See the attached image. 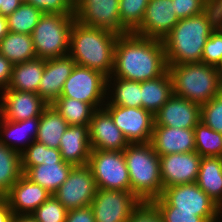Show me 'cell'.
<instances>
[{
  "label": "cell",
  "instance_id": "cell-35",
  "mask_svg": "<svg viewBox=\"0 0 222 222\" xmlns=\"http://www.w3.org/2000/svg\"><path fill=\"white\" fill-rule=\"evenodd\" d=\"M150 0H119V14L122 27L133 33L143 20Z\"/></svg>",
  "mask_w": 222,
  "mask_h": 222
},
{
  "label": "cell",
  "instance_id": "cell-33",
  "mask_svg": "<svg viewBox=\"0 0 222 222\" xmlns=\"http://www.w3.org/2000/svg\"><path fill=\"white\" fill-rule=\"evenodd\" d=\"M116 80L112 101L105 105L141 108V82L113 78Z\"/></svg>",
  "mask_w": 222,
  "mask_h": 222
},
{
  "label": "cell",
  "instance_id": "cell-5",
  "mask_svg": "<svg viewBox=\"0 0 222 222\" xmlns=\"http://www.w3.org/2000/svg\"><path fill=\"white\" fill-rule=\"evenodd\" d=\"M173 94L200 106L222 91V80L215 66L202 62L168 64Z\"/></svg>",
  "mask_w": 222,
  "mask_h": 222
},
{
  "label": "cell",
  "instance_id": "cell-12",
  "mask_svg": "<svg viewBox=\"0 0 222 222\" xmlns=\"http://www.w3.org/2000/svg\"><path fill=\"white\" fill-rule=\"evenodd\" d=\"M115 125L129 144L149 143L154 130V115L144 108L106 105Z\"/></svg>",
  "mask_w": 222,
  "mask_h": 222
},
{
  "label": "cell",
  "instance_id": "cell-40",
  "mask_svg": "<svg viewBox=\"0 0 222 222\" xmlns=\"http://www.w3.org/2000/svg\"><path fill=\"white\" fill-rule=\"evenodd\" d=\"M179 20L200 15L212 6V0H173Z\"/></svg>",
  "mask_w": 222,
  "mask_h": 222
},
{
  "label": "cell",
  "instance_id": "cell-4",
  "mask_svg": "<svg viewBox=\"0 0 222 222\" xmlns=\"http://www.w3.org/2000/svg\"><path fill=\"white\" fill-rule=\"evenodd\" d=\"M131 192L140 202H152L163 191L159 155L151 143L129 144L124 150Z\"/></svg>",
  "mask_w": 222,
  "mask_h": 222
},
{
  "label": "cell",
  "instance_id": "cell-13",
  "mask_svg": "<svg viewBox=\"0 0 222 222\" xmlns=\"http://www.w3.org/2000/svg\"><path fill=\"white\" fill-rule=\"evenodd\" d=\"M139 203L131 191L98 189L90 207L95 222H127Z\"/></svg>",
  "mask_w": 222,
  "mask_h": 222
},
{
  "label": "cell",
  "instance_id": "cell-43",
  "mask_svg": "<svg viewBox=\"0 0 222 222\" xmlns=\"http://www.w3.org/2000/svg\"><path fill=\"white\" fill-rule=\"evenodd\" d=\"M164 222H206L197 212L175 211L173 206H156Z\"/></svg>",
  "mask_w": 222,
  "mask_h": 222
},
{
  "label": "cell",
  "instance_id": "cell-52",
  "mask_svg": "<svg viewBox=\"0 0 222 222\" xmlns=\"http://www.w3.org/2000/svg\"><path fill=\"white\" fill-rule=\"evenodd\" d=\"M219 24L222 26V16L219 18Z\"/></svg>",
  "mask_w": 222,
  "mask_h": 222
},
{
  "label": "cell",
  "instance_id": "cell-3",
  "mask_svg": "<svg viewBox=\"0 0 222 222\" xmlns=\"http://www.w3.org/2000/svg\"><path fill=\"white\" fill-rule=\"evenodd\" d=\"M118 36L113 31L89 27L75 20L70 35L69 55L76 65L104 74L108 85L113 77L114 48Z\"/></svg>",
  "mask_w": 222,
  "mask_h": 222
},
{
  "label": "cell",
  "instance_id": "cell-41",
  "mask_svg": "<svg viewBox=\"0 0 222 222\" xmlns=\"http://www.w3.org/2000/svg\"><path fill=\"white\" fill-rule=\"evenodd\" d=\"M43 13L74 14V0H23Z\"/></svg>",
  "mask_w": 222,
  "mask_h": 222
},
{
  "label": "cell",
  "instance_id": "cell-14",
  "mask_svg": "<svg viewBox=\"0 0 222 222\" xmlns=\"http://www.w3.org/2000/svg\"><path fill=\"white\" fill-rule=\"evenodd\" d=\"M201 158L196 151L159 156L163 189L196 182Z\"/></svg>",
  "mask_w": 222,
  "mask_h": 222
},
{
  "label": "cell",
  "instance_id": "cell-11",
  "mask_svg": "<svg viewBox=\"0 0 222 222\" xmlns=\"http://www.w3.org/2000/svg\"><path fill=\"white\" fill-rule=\"evenodd\" d=\"M97 185L88 165L74 166L67 179L53 194L67 209L91 205Z\"/></svg>",
  "mask_w": 222,
  "mask_h": 222
},
{
  "label": "cell",
  "instance_id": "cell-36",
  "mask_svg": "<svg viewBox=\"0 0 222 222\" xmlns=\"http://www.w3.org/2000/svg\"><path fill=\"white\" fill-rule=\"evenodd\" d=\"M0 118L2 119L0 128H3V135L5 133V135L9 137V140L11 139L15 141L17 140V142H22V140H26V138L29 139L32 134L31 142L35 141L39 128L40 117H33L18 122L5 120L1 116ZM28 132L30 133V137H27L29 134Z\"/></svg>",
  "mask_w": 222,
  "mask_h": 222
},
{
  "label": "cell",
  "instance_id": "cell-28",
  "mask_svg": "<svg viewBox=\"0 0 222 222\" xmlns=\"http://www.w3.org/2000/svg\"><path fill=\"white\" fill-rule=\"evenodd\" d=\"M69 124L52 106L48 105L40 116L39 128L35 141L47 147L59 149L60 140Z\"/></svg>",
  "mask_w": 222,
  "mask_h": 222
},
{
  "label": "cell",
  "instance_id": "cell-9",
  "mask_svg": "<svg viewBox=\"0 0 222 222\" xmlns=\"http://www.w3.org/2000/svg\"><path fill=\"white\" fill-rule=\"evenodd\" d=\"M109 86L110 84L107 86V77L104 74L75 65L71 75L64 83L60 97L83 101L96 110L100 109V104L104 100Z\"/></svg>",
  "mask_w": 222,
  "mask_h": 222
},
{
  "label": "cell",
  "instance_id": "cell-26",
  "mask_svg": "<svg viewBox=\"0 0 222 222\" xmlns=\"http://www.w3.org/2000/svg\"><path fill=\"white\" fill-rule=\"evenodd\" d=\"M173 95L172 78L167 71L164 75L141 82L142 108L155 115Z\"/></svg>",
  "mask_w": 222,
  "mask_h": 222
},
{
  "label": "cell",
  "instance_id": "cell-24",
  "mask_svg": "<svg viewBox=\"0 0 222 222\" xmlns=\"http://www.w3.org/2000/svg\"><path fill=\"white\" fill-rule=\"evenodd\" d=\"M73 167L66 162H49L31 166L23 174L53 195L67 179Z\"/></svg>",
  "mask_w": 222,
  "mask_h": 222
},
{
  "label": "cell",
  "instance_id": "cell-48",
  "mask_svg": "<svg viewBox=\"0 0 222 222\" xmlns=\"http://www.w3.org/2000/svg\"><path fill=\"white\" fill-rule=\"evenodd\" d=\"M12 222H37L32 214H14Z\"/></svg>",
  "mask_w": 222,
  "mask_h": 222
},
{
  "label": "cell",
  "instance_id": "cell-17",
  "mask_svg": "<svg viewBox=\"0 0 222 222\" xmlns=\"http://www.w3.org/2000/svg\"><path fill=\"white\" fill-rule=\"evenodd\" d=\"M0 103V116L9 121H22L40 117L49 105L37 93L4 89Z\"/></svg>",
  "mask_w": 222,
  "mask_h": 222
},
{
  "label": "cell",
  "instance_id": "cell-30",
  "mask_svg": "<svg viewBox=\"0 0 222 222\" xmlns=\"http://www.w3.org/2000/svg\"><path fill=\"white\" fill-rule=\"evenodd\" d=\"M69 125H89L95 109L88 103L59 97L51 104Z\"/></svg>",
  "mask_w": 222,
  "mask_h": 222
},
{
  "label": "cell",
  "instance_id": "cell-46",
  "mask_svg": "<svg viewBox=\"0 0 222 222\" xmlns=\"http://www.w3.org/2000/svg\"><path fill=\"white\" fill-rule=\"evenodd\" d=\"M14 213L5 197H0V222H12Z\"/></svg>",
  "mask_w": 222,
  "mask_h": 222
},
{
  "label": "cell",
  "instance_id": "cell-2",
  "mask_svg": "<svg viewBox=\"0 0 222 222\" xmlns=\"http://www.w3.org/2000/svg\"><path fill=\"white\" fill-rule=\"evenodd\" d=\"M219 25V16L211 6L204 13L179 20L162 39L167 64L201 62L203 49Z\"/></svg>",
  "mask_w": 222,
  "mask_h": 222
},
{
  "label": "cell",
  "instance_id": "cell-22",
  "mask_svg": "<svg viewBox=\"0 0 222 222\" xmlns=\"http://www.w3.org/2000/svg\"><path fill=\"white\" fill-rule=\"evenodd\" d=\"M62 160L73 166L87 165L91 153L88 125H69L59 147Z\"/></svg>",
  "mask_w": 222,
  "mask_h": 222
},
{
  "label": "cell",
  "instance_id": "cell-37",
  "mask_svg": "<svg viewBox=\"0 0 222 222\" xmlns=\"http://www.w3.org/2000/svg\"><path fill=\"white\" fill-rule=\"evenodd\" d=\"M68 210L62 203L51 195L33 213L37 222H65Z\"/></svg>",
  "mask_w": 222,
  "mask_h": 222
},
{
  "label": "cell",
  "instance_id": "cell-8",
  "mask_svg": "<svg viewBox=\"0 0 222 222\" xmlns=\"http://www.w3.org/2000/svg\"><path fill=\"white\" fill-rule=\"evenodd\" d=\"M87 165L91 169L98 189L131 191L123 151L91 150Z\"/></svg>",
  "mask_w": 222,
  "mask_h": 222
},
{
  "label": "cell",
  "instance_id": "cell-50",
  "mask_svg": "<svg viewBox=\"0 0 222 222\" xmlns=\"http://www.w3.org/2000/svg\"><path fill=\"white\" fill-rule=\"evenodd\" d=\"M212 7L220 18L222 16V0H212Z\"/></svg>",
  "mask_w": 222,
  "mask_h": 222
},
{
  "label": "cell",
  "instance_id": "cell-47",
  "mask_svg": "<svg viewBox=\"0 0 222 222\" xmlns=\"http://www.w3.org/2000/svg\"><path fill=\"white\" fill-rule=\"evenodd\" d=\"M23 0H1L0 14L8 16L12 14L21 4Z\"/></svg>",
  "mask_w": 222,
  "mask_h": 222
},
{
  "label": "cell",
  "instance_id": "cell-51",
  "mask_svg": "<svg viewBox=\"0 0 222 222\" xmlns=\"http://www.w3.org/2000/svg\"><path fill=\"white\" fill-rule=\"evenodd\" d=\"M215 68H216L217 72L219 73V76L222 80V58H221L220 62L218 63V65Z\"/></svg>",
  "mask_w": 222,
  "mask_h": 222
},
{
  "label": "cell",
  "instance_id": "cell-19",
  "mask_svg": "<svg viewBox=\"0 0 222 222\" xmlns=\"http://www.w3.org/2000/svg\"><path fill=\"white\" fill-rule=\"evenodd\" d=\"M76 62L68 54L45 59V69L40 80L38 95L49 105L61 96L65 81L71 75Z\"/></svg>",
  "mask_w": 222,
  "mask_h": 222
},
{
  "label": "cell",
  "instance_id": "cell-20",
  "mask_svg": "<svg viewBox=\"0 0 222 222\" xmlns=\"http://www.w3.org/2000/svg\"><path fill=\"white\" fill-rule=\"evenodd\" d=\"M150 143L159 156L194 152V129L154 125Z\"/></svg>",
  "mask_w": 222,
  "mask_h": 222
},
{
  "label": "cell",
  "instance_id": "cell-39",
  "mask_svg": "<svg viewBox=\"0 0 222 222\" xmlns=\"http://www.w3.org/2000/svg\"><path fill=\"white\" fill-rule=\"evenodd\" d=\"M222 58V26L219 24L205 43L201 62L217 66Z\"/></svg>",
  "mask_w": 222,
  "mask_h": 222
},
{
  "label": "cell",
  "instance_id": "cell-21",
  "mask_svg": "<svg viewBox=\"0 0 222 222\" xmlns=\"http://www.w3.org/2000/svg\"><path fill=\"white\" fill-rule=\"evenodd\" d=\"M51 195L23 174L4 197L14 214H32Z\"/></svg>",
  "mask_w": 222,
  "mask_h": 222
},
{
  "label": "cell",
  "instance_id": "cell-16",
  "mask_svg": "<svg viewBox=\"0 0 222 222\" xmlns=\"http://www.w3.org/2000/svg\"><path fill=\"white\" fill-rule=\"evenodd\" d=\"M88 132L92 150L123 151L129 145L110 113L102 106L94 111Z\"/></svg>",
  "mask_w": 222,
  "mask_h": 222
},
{
  "label": "cell",
  "instance_id": "cell-7",
  "mask_svg": "<svg viewBox=\"0 0 222 222\" xmlns=\"http://www.w3.org/2000/svg\"><path fill=\"white\" fill-rule=\"evenodd\" d=\"M155 206H173L175 211L197 212L206 222H217L222 208L197 184L187 183L164 188Z\"/></svg>",
  "mask_w": 222,
  "mask_h": 222
},
{
  "label": "cell",
  "instance_id": "cell-29",
  "mask_svg": "<svg viewBox=\"0 0 222 222\" xmlns=\"http://www.w3.org/2000/svg\"><path fill=\"white\" fill-rule=\"evenodd\" d=\"M0 54L13 65L37 57L31 35L10 31L0 41Z\"/></svg>",
  "mask_w": 222,
  "mask_h": 222
},
{
  "label": "cell",
  "instance_id": "cell-49",
  "mask_svg": "<svg viewBox=\"0 0 222 222\" xmlns=\"http://www.w3.org/2000/svg\"><path fill=\"white\" fill-rule=\"evenodd\" d=\"M8 32L7 17L0 14V41Z\"/></svg>",
  "mask_w": 222,
  "mask_h": 222
},
{
  "label": "cell",
  "instance_id": "cell-23",
  "mask_svg": "<svg viewBox=\"0 0 222 222\" xmlns=\"http://www.w3.org/2000/svg\"><path fill=\"white\" fill-rule=\"evenodd\" d=\"M0 135V196L4 197L13 184L23 175L21 153L26 149L18 148L14 143ZM12 144V145H11Z\"/></svg>",
  "mask_w": 222,
  "mask_h": 222
},
{
  "label": "cell",
  "instance_id": "cell-44",
  "mask_svg": "<svg viewBox=\"0 0 222 222\" xmlns=\"http://www.w3.org/2000/svg\"><path fill=\"white\" fill-rule=\"evenodd\" d=\"M65 222H95V218L89 205L68 210Z\"/></svg>",
  "mask_w": 222,
  "mask_h": 222
},
{
  "label": "cell",
  "instance_id": "cell-45",
  "mask_svg": "<svg viewBox=\"0 0 222 222\" xmlns=\"http://www.w3.org/2000/svg\"><path fill=\"white\" fill-rule=\"evenodd\" d=\"M13 64L0 54V88L6 89L11 79Z\"/></svg>",
  "mask_w": 222,
  "mask_h": 222
},
{
  "label": "cell",
  "instance_id": "cell-32",
  "mask_svg": "<svg viewBox=\"0 0 222 222\" xmlns=\"http://www.w3.org/2000/svg\"><path fill=\"white\" fill-rule=\"evenodd\" d=\"M195 151L201 157H222V133L214 131L202 121L194 127Z\"/></svg>",
  "mask_w": 222,
  "mask_h": 222
},
{
  "label": "cell",
  "instance_id": "cell-38",
  "mask_svg": "<svg viewBox=\"0 0 222 222\" xmlns=\"http://www.w3.org/2000/svg\"><path fill=\"white\" fill-rule=\"evenodd\" d=\"M200 121L214 131L222 133V91L201 106Z\"/></svg>",
  "mask_w": 222,
  "mask_h": 222
},
{
  "label": "cell",
  "instance_id": "cell-34",
  "mask_svg": "<svg viewBox=\"0 0 222 222\" xmlns=\"http://www.w3.org/2000/svg\"><path fill=\"white\" fill-rule=\"evenodd\" d=\"M49 162H65L59 149L47 147L45 144L33 141L21 153V168L24 173L31 166H38Z\"/></svg>",
  "mask_w": 222,
  "mask_h": 222
},
{
  "label": "cell",
  "instance_id": "cell-25",
  "mask_svg": "<svg viewBox=\"0 0 222 222\" xmlns=\"http://www.w3.org/2000/svg\"><path fill=\"white\" fill-rule=\"evenodd\" d=\"M45 69V59L34 58L14 64L11 79L6 89L38 93L40 80Z\"/></svg>",
  "mask_w": 222,
  "mask_h": 222
},
{
  "label": "cell",
  "instance_id": "cell-18",
  "mask_svg": "<svg viewBox=\"0 0 222 222\" xmlns=\"http://www.w3.org/2000/svg\"><path fill=\"white\" fill-rule=\"evenodd\" d=\"M200 115V105L173 94L154 115V125L194 129L200 122Z\"/></svg>",
  "mask_w": 222,
  "mask_h": 222
},
{
  "label": "cell",
  "instance_id": "cell-10",
  "mask_svg": "<svg viewBox=\"0 0 222 222\" xmlns=\"http://www.w3.org/2000/svg\"><path fill=\"white\" fill-rule=\"evenodd\" d=\"M74 16L80 24L128 34L121 25L119 0H74Z\"/></svg>",
  "mask_w": 222,
  "mask_h": 222
},
{
  "label": "cell",
  "instance_id": "cell-6",
  "mask_svg": "<svg viewBox=\"0 0 222 222\" xmlns=\"http://www.w3.org/2000/svg\"><path fill=\"white\" fill-rule=\"evenodd\" d=\"M75 20L74 14L44 13L31 34L37 58L68 55Z\"/></svg>",
  "mask_w": 222,
  "mask_h": 222
},
{
  "label": "cell",
  "instance_id": "cell-27",
  "mask_svg": "<svg viewBox=\"0 0 222 222\" xmlns=\"http://www.w3.org/2000/svg\"><path fill=\"white\" fill-rule=\"evenodd\" d=\"M196 184L222 208V157H202Z\"/></svg>",
  "mask_w": 222,
  "mask_h": 222
},
{
  "label": "cell",
  "instance_id": "cell-15",
  "mask_svg": "<svg viewBox=\"0 0 222 222\" xmlns=\"http://www.w3.org/2000/svg\"><path fill=\"white\" fill-rule=\"evenodd\" d=\"M178 22L173 0H150L141 25L133 33L162 40Z\"/></svg>",
  "mask_w": 222,
  "mask_h": 222
},
{
  "label": "cell",
  "instance_id": "cell-42",
  "mask_svg": "<svg viewBox=\"0 0 222 222\" xmlns=\"http://www.w3.org/2000/svg\"><path fill=\"white\" fill-rule=\"evenodd\" d=\"M127 222H164L158 209L152 202H140L131 212Z\"/></svg>",
  "mask_w": 222,
  "mask_h": 222
},
{
  "label": "cell",
  "instance_id": "cell-1",
  "mask_svg": "<svg viewBox=\"0 0 222 222\" xmlns=\"http://www.w3.org/2000/svg\"><path fill=\"white\" fill-rule=\"evenodd\" d=\"M168 64L162 40L119 35L114 48L115 77L143 82L164 75Z\"/></svg>",
  "mask_w": 222,
  "mask_h": 222
},
{
  "label": "cell",
  "instance_id": "cell-31",
  "mask_svg": "<svg viewBox=\"0 0 222 222\" xmlns=\"http://www.w3.org/2000/svg\"><path fill=\"white\" fill-rule=\"evenodd\" d=\"M43 14L33 5L23 2L7 16L8 30L13 33L31 35Z\"/></svg>",
  "mask_w": 222,
  "mask_h": 222
}]
</instances>
